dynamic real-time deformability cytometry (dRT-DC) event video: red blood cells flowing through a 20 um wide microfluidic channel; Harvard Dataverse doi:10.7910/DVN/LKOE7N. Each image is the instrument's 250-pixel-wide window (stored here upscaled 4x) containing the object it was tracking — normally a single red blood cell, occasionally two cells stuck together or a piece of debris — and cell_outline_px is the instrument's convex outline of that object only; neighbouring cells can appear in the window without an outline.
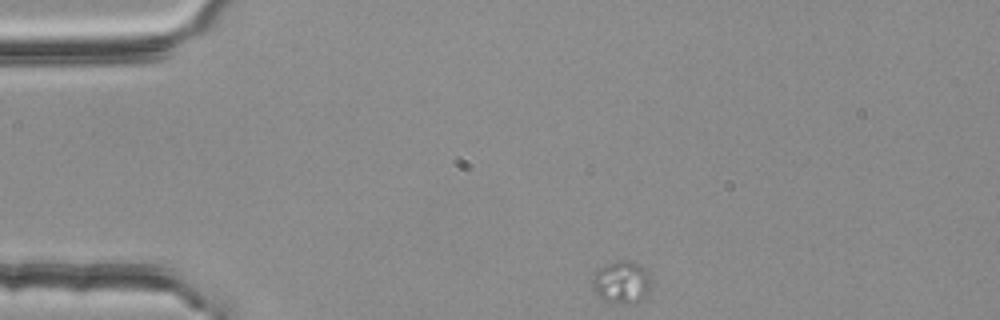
{"species": "common noctule bat (a hibernating species)", "species_latin": "Nyctalus noctula", "temperature_condition": "room temperature", "stored_images_in_passage": 3, "camera_frame_rate_fps": 3000, "um_per_image_px": 0.085, "animal": {"sex": "female", "body_mass_g": 25.1}, "frame": {"image": 1, "passage_image": 1, "time_ms": 0.0, "image_size_px": [1000, 320], "cell_outline_px": [[652, 284], [648, 296], [632, 304], [612, 304], [596, 296], [592, 288], [592, 280], [596, 272], [604, 264], [620, 260], [632, 260], [640, 264], [648, 272]], "centroid_in_image_um": [52.86, 24.01], "position_along_channel_um": 32.1, "area_um2": 15.14}}